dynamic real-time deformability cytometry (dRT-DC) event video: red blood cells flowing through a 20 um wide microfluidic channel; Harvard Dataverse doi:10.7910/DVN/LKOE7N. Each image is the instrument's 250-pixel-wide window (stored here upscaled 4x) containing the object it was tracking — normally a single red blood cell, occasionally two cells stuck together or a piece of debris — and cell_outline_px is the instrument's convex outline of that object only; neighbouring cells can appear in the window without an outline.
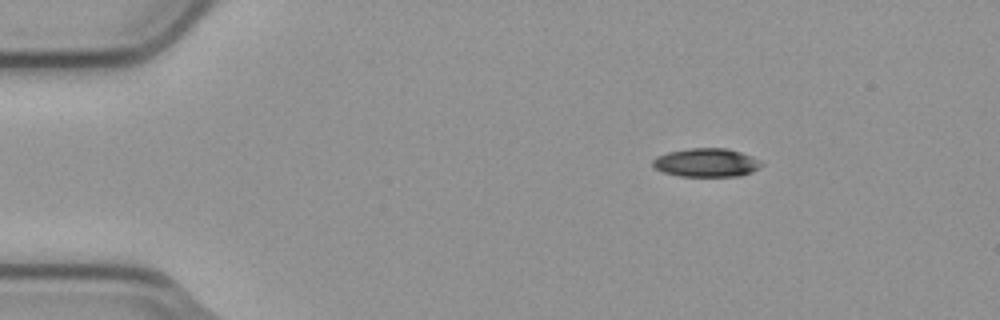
{"species": "common noctule bat (a hibernating species)", "species_latin": "Nyctalus noctula", "temperature_condition": "cold", "stored_images_in_passage": 3, "camera_frame_rate_fps": 3000, "um_per_image_px": 0.085, "animal": {"sex": "male", "body_mass_g": 23.1, "forearm_length_mm": 52.7}, "frame": {"image": 1, "passage_image": 1, "time_ms": 0.0, "image_size_px": [1000, 320], "cell_outline_px": [[764, 164], [760, 168], [752, 172], [740, 176], [680, 176], [664, 172], [656, 168], [652, 164], [652, 160], [656, 156], [668, 152], [688, 148], [724, 148], [740, 152], [752, 156], [760, 160]], "centroid_in_image_um": [60.07, 13.82], "position_along_channel_um": 24.9, "area_um2": 18.15}}